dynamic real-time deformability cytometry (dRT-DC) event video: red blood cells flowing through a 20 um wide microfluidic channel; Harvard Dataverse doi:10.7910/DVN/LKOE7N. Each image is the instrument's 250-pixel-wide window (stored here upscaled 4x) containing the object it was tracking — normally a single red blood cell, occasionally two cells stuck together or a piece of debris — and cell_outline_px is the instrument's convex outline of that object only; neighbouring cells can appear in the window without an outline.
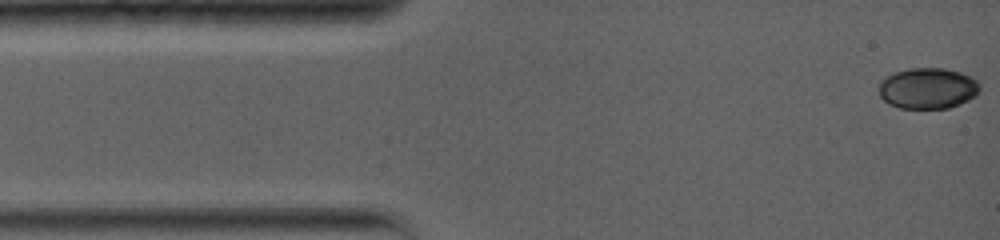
{"species": "common noctule bat (a hibernating species)", "species_latin": "Nyctalus noctula", "temperature_condition": "warm", "stored_images_in_passage": 31, "camera_frame_rate_fps": 5000, "um_per_image_px": 0.085, "animal": {"sex": "female", "body_mass_g": 19.0, "forearm_length_mm": 56.7}, "frame": {"image": 1, "passage_image": 1, "time_ms": 0.0, "image_size_px": [1000, 240], "cell_outline_px": [[980, 92], [976, 96], [968, 100], [948, 108], [900, 108], [888, 104], [880, 96], [880, 80], [892, 72], [908, 68], [944, 68], [960, 72], [972, 76], [980, 84]], "centroid_in_image_um": [78.87, 7.49], "position_along_channel_um": 6.1, "area_um2": 24.33}}
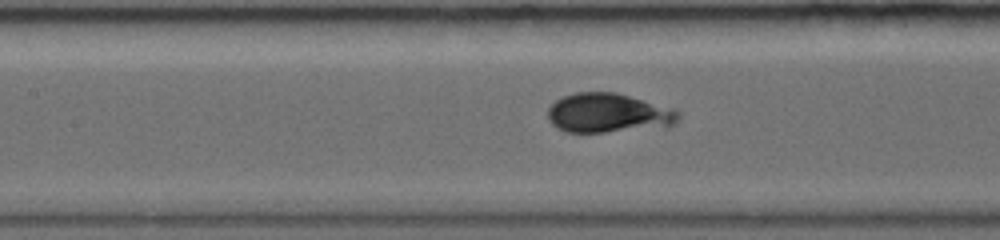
{"frame": {"image": 2, "passage_image": 14, "time_ms": 6.0, "image_size_px": [1000, 240], "cell_outline_px": [[680, 116], [668, 128], [604, 132], [564, 132], [556, 128], [548, 120], [548, 108], [556, 100], [564, 96], [576, 92], [616, 92], [676, 108], [680, 112]], "centroid_in_image_um": [51.75, 9.62], "position_along_channel_um": 155.6, "area_um2": 30.58}}
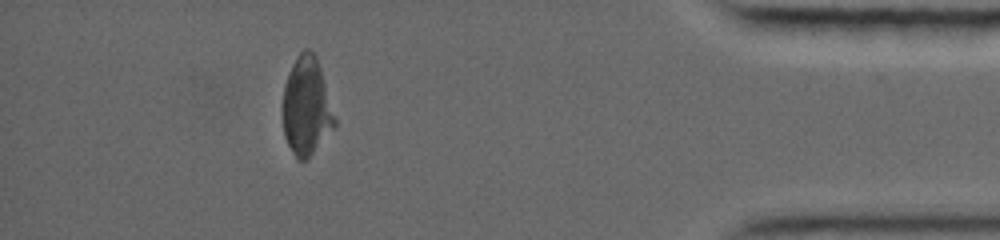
{"frame": {"image": 3, "passage_image": 31, "time_ms": 14.0, "image_size_px": [1000, 240], "cell_outline_px": [[336, 128], [308, 160], [296, 160], [284, 136], [280, 112], [280, 108], [284, 84], [288, 72], [296, 56], [304, 48], [308, 48], [316, 56], [320, 68], [336, 120]], "centroid_in_image_um": [26.02, 9.1], "position_along_channel_um": 409.2, "area_um2": 30.63}}